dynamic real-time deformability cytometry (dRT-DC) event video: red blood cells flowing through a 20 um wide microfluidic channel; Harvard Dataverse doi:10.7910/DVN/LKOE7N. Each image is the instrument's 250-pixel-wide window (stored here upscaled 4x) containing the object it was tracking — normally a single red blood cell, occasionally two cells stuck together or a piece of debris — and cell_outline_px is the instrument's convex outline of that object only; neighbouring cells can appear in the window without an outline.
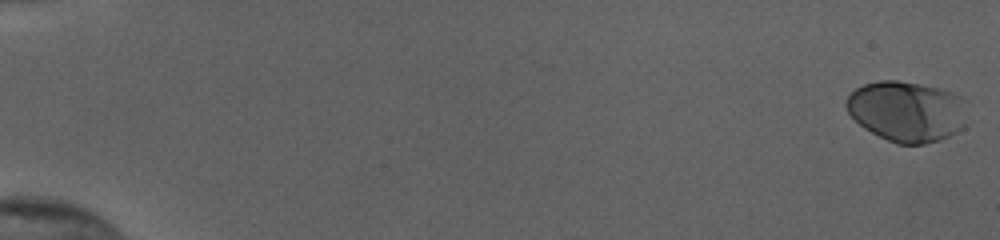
{"species": "human", "species_latin": "Homo sapiens", "temperature_condition": "cold", "stored_images_in_passage": 55, "camera_frame_rate_fps": 3000, "um_per_image_px": 0.085, "donor": {"sex": "female"}, "frame": {"image": 1, "passage_image": 1, "time_ms": 0.0, "image_size_px": [1000, 240], "cell_outline_px": [[968, 100], [964, 128], [948, 136], [924, 144], [896, 144], [864, 128], [848, 112], [844, 104], [848, 96], [856, 88], [864, 84], [880, 80], [896, 80], [920, 84], [940, 88], [964, 96]], "centroid_in_image_um": [77.13, 9.44], "position_along_channel_um": 7.9, "area_um2": 43.06}}
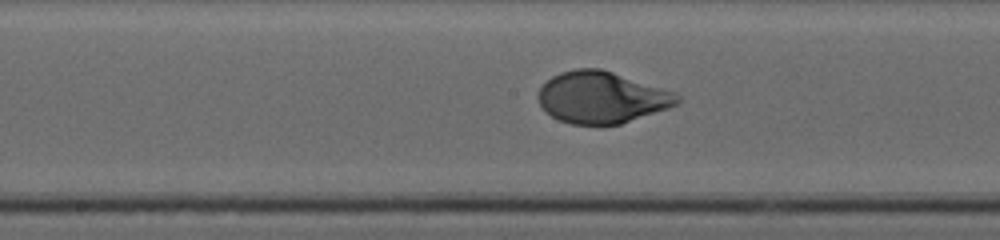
{"frame": {"image": 2, "passage_image": 31, "time_ms": 10.0, "image_size_px": [1000, 240], "cell_outline_px": [[680, 100], [676, 104], [668, 108], [620, 124], [572, 124], [560, 120], [552, 116], [540, 104], [536, 96], [540, 88], [552, 76], [560, 72], [576, 68], [600, 68], [676, 92], [680, 96]], "centroid_in_image_um": [51.14, 8.26], "position_along_channel_um": 197.1, "area_um2": 41.56}}
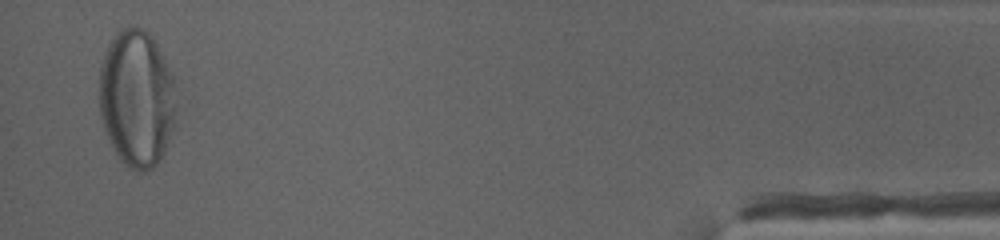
{"frame": {"image": 3, "passage_image": 54, "time_ms": 17.667, "image_size_px": [1000, 240], "cell_outline_px": [[176, 120], [164, 152], [160, 160], [152, 168], [144, 172], [140, 172], [128, 168], [120, 160], [104, 128], [100, 116], [100, 68], [104, 52], [116, 32], [132, 24], [144, 28], [152, 36], [172, 72], [176, 80]], "centroid_in_image_um": [11.65, 8.34], "position_along_channel_um": 423.5, "area_um2": 62.25}, "authors_computed_cell_mechanics": {"area_um2": 42.2518, "velocity_mm_per_s": 3.8292, "shape_relaxation_time_tau1_ms": 3.4702, "shape_relaxation_time_tau2_ms": null, "deformation_change_tau1": 0.209, "deformation_change_tau2": null}}